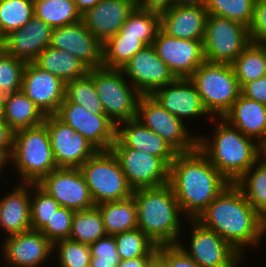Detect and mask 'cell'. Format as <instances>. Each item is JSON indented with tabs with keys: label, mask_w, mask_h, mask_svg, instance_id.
<instances>
[{
	"label": "cell",
	"mask_w": 266,
	"mask_h": 267,
	"mask_svg": "<svg viewBox=\"0 0 266 267\" xmlns=\"http://www.w3.org/2000/svg\"><path fill=\"white\" fill-rule=\"evenodd\" d=\"M186 219H197L230 182L196 148L178 153L169 166V183Z\"/></svg>",
	"instance_id": "obj_1"
},
{
	"label": "cell",
	"mask_w": 266,
	"mask_h": 267,
	"mask_svg": "<svg viewBox=\"0 0 266 267\" xmlns=\"http://www.w3.org/2000/svg\"><path fill=\"white\" fill-rule=\"evenodd\" d=\"M215 231L243 255V247L259 244L266 220L249 204L240 188L230 183L196 219Z\"/></svg>",
	"instance_id": "obj_2"
},
{
	"label": "cell",
	"mask_w": 266,
	"mask_h": 267,
	"mask_svg": "<svg viewBox=\"0 0 266 267\" xmlns=\"http://www.w3.org/2000/svg\"><path fill=\"white\" fill-rule=\"evenodd\" d=\"M215 119L218 121L213 139L198 136L197 148L230 183H235L262 157L263 151L256 140L245 136L225 119Z\"/></svg>",
	"instance_id": "obj_3"
},
{
	"label": "cell",
	"mask_w": 266,
	"mask_h": 267,
	"mask_svg": "<svg viewBox=\"0 0 266 267\" xmlns=\"http://www.w3.org/2000/svg\"><path fill=\"white\" fill-rule=\"evenodd\" d=\"M132 197L137 206V224L156 245L178 244L182 212L169 184L138 188ZM181 214V215H180Z\"/></svg>",
	"instance_id": "obj_4"
},
{
	"label": "cell",
	"mask_w": 266,
	"mask_h": 267,
	"mask_svg": "<svg viewBox=\"0 0 266 267\" xmlns=\"http://www.w3.org/2000/svg\"><path fill=\"white\" fill-rule=\"evenodd\" d=\"M19 172L21 183H38L57 168L47 127H36L14 132L13 151L8 161Z\"/></svg>",
	"instance_id": "obj_5"
},
{
	"label": "cell",
	"mask_w": 266,
	"mask_h": 267,
	"mask_svg": "<svg viewBox=\"0 0 266 267\" xmlns=\"http://www.w3.org/2000/svg\"><path fill=\"white\" fill-rule=\"evenodd\" d=\"M211 121L222 118L241 94L233 66L204 61L189 77Z\"/></svg>",
	"instance_id": "obj_6"
},
{
	"label": "cell",
	"mask_w": 266,
	"mask_h": 267,
	"mask_svg": "<svg viewBox=\"0 0 266 267\" xmlns=\"http://www.w3.org/2000/svg\"><path fill=\"white\" fill-rule=\"evenodd\" d=\"M88 74L93 78L104 113L116 126L136 118L142 94L121 69L99 67L89 69Z\"/></svg>",
	"instance_id": "obj_7"
},
{
	"label": "cell",
	"mask_w": 266,
	"mask_h": 267,
	"mask_svg": "<svg viewBox=\"0 0 266 267\" xmlns=\"http://www.w3.org/2000/svg\"><path fill=\"white\" fill-rule=\"evenodd\" d=\"M95 206L132 197L121 166L111 150L97 151L81 167Z\"/></svg>",
	"instance_id": "obj_8"
},
{
	"label": "cell",
	"mask_w": 266,
	"mask_h": 267,
	"mask_svg": "<svg viewBox=\"0 0 266 267\" xmlns=\"http://www.w3.org/2000/svg\"><path fill=\"white\" fill-rule=\"evenodd\" d=\"M250 43L247 26L208 14L203 40L205 61L232 64Z\"/></svg>",
	"instance_id": "obj_9"
},
{
	"label": "cell",
	"mask_w": 266,
	"mask_h": 267,
	"mask_svg": "<svg viewBox=\"0 0 266 267\" xmlns=\"http://www.w3.org/2000/svg\"><path fill=\"white\" fill-rule=\"evenodd\" d=\"M136 119L158 134L178 153L192 152L197 148L198 135L189 133L187 126L151 95L141 96Z\"/></svg>",
	"instance_id": "obj_10"
},
{
	"label": "cell",
	"mask_w": 266,
	"mask_h": 267,
	"mask_svg": "<svg viewBox=\"0 0 266 267\" xmlns=\"http://www.w3.org/2000/svg\"><path fill=\"white\" fill-rule=\"evenodd\" d=\"M192 234L188 249L181 241L178 245L191 257L199 267H239L243 260L229 242L221 238L215 231L204 227L196 219H189Z\"/></svg>",
	"instance_id": "obj_11"
},
{
	"label": "cell",
	"mask_w": 266,
	"mask_h": 267,
	"mask_svg": "<svg viewBox=\"0 0 266 267\" xmlns=\"http://www.w3.org/2000/svg\"><path fill=\"white\" fill-rule=\"evenodd\" d=\"M54 115L85 137L98 151L110 150L116 140V125L105 113L94 114L64 99Z\"/></svg>",
	"instance_id": "obj_12"
},
{
	"label": "cell",
	"mask_w": 266,
	"mask_h": 267,
	"mask_svg": "<svg viewBox=\"0 0 266 267\" xmlns=\"http://www.w3.org/2000/svg\"><path fill=\"white\" fill-rule=\"evenodd\" d=\"M110 150L133 190L169 183V166L160 157L129 147H111Z\"/></svg>",
	"instance_id": "obj_13"
},
{
	"label": "cell",
	"mask_w": 266,
	"mask_h": 267,
	"mask_svg": "<svg viewBox=\"0 0 266 267\" xmlns=\"http://www.w3.org/2000/svg\"><path fill=\"white\" fill-rule=\"evenodd\" d=\"M61 207L74 211L95 207L80 168H56L37 183Z\"/></svg>",
	"instance_id": "obj_14"
},
{
	"label": "cell",
	"mask_w": 266,
	"mask_h": 267,
	"mask_svg": "<svg viewBox=\"0 0 266 267\" xmlns=\"http://www.w3.org/2000/svg\"><path fill=\"white\" fill-rule=\"evenodd\" d=\"M57 168H80L98 150L55 115H45Z\"/></svg>",
	"instance_id": "obj_15"
},
{
	"label": "cell",
	"mask_w": 266,
	"mask_h": 267,
	"mask_svg": "<svg viewBox=\"0 0 266 267\" xmlns=\"http://www.w3.org/2000/svg\"><path fill=\"white\" fill-rule=\"evenodd\" d=\"M152 46L175 78H189L205 61L201 40L179 39L160 30Z\"/></svg>",
	"instance_id": "obj_16"
},
{
	"label": "cell",
	"mask_w": 266,
	"mask_h": 267,
	"mask_svg": "<svg viewBox=\"0 0 266 267\" xmlns=\"http://www.w3.org/2000/svg\"><path fill=\"white\" fill-rule=\"evenodd\" d=\"M121 70L142 95H151L157 88L176 79L152 45L137 52Z\"/></svg>",
	"instance_id": "obj_17"
},
{
	"label": "cell",
	"mask_w": 266,
	"mask_h": 267,
	"mask_svg": "<svg viewBox=\"0 0 266 267\" xmlns=\"http://www.w3.org/2000/svg\"><path fill=\"white\" fill-rule=\"evenodd\" d=\"M65 82L33 62L26 63L22 88L44 115H54L65 99Z\"/></svg>",
	"instance_id": "obj_18"
},
{
	"label": "cell",
	"mask_w": 266,
	"mask_h": 267,
	"mask_svg": "<svg viewBox=\"0 0 266 267\" xmlns=\"http://www.w3.org/2000/svg\"><path fill=\"white\" fill-rule=\"evenodd\" d=\"M2 254L12 267H38L54 253L53 243L39 230H29L5 237Z\"/></svg>",
	"instance_id": "obj_19"
},
{
	"label": "cell",
	"mask_w": 266,
	"mask_h": 267,
	"mask_svg": "<svg viewBox=\"0 0 266 267\" xmlns=\"http://www.w3.org/2000/svg\"><path fill=\"white\" fill-rule=\"evenodd\" d=\"M50 46L71 53L89 69L102 67L103 44L85 27L82 20L54 28Z\"/></svg>",
	"instance_id": "obj_20"
},
{
	"label": "cell",
	"mask_w": 266,
	"mask_h": 267,
	"mask_svg": "<svg viewBox=\"0 0 266 267\" xmlns=\"http://www.w3.org/2000/svg\"><path fill=\"white\" fill-rule=\"evenodd\" d=\"M52 33V27L33 16L23 28L4 36L0 41V48L26 63L33 62L46 47L50 46Z\"/></svg>",
	"instance_id": "obj_21"
},
{
	"label": "cell",
	"mask_w": 266,
	"mask_h": 267,
	"mask_svg": "<svg viewBox=\"0 0 266 267\" xmlns=\"http://www.w3.org/2000/svg\"><path fill=\"white\" fill-rule=\"evenodd\" d=\"M151 96L183 123L185 118L209 116L189 78H176L172 83L157 88Z\"/></svg>",
	"instance_id": "obj_22"
},
{
	"label": "cell",
	"mask_w": 266,
	"mask_h": 267,
	"mask_svg": "<svg viewBox=\"0 0 266 267\" xmlns=\"http://www.w3.org/2000/svg\"><path fill=\"white\" fill-rule=\"evenodd\" d=\"M136 7V0H100L82 14L85 27L103 44L115 36Z\"/></svg>",
	"instance_id": "obj_23"
},
{
	"label": "cell",
	"mask_w": 266,
	"mask_h": 267,
	"mask_svg": "<svg viewBox=\"0 0 266 267\" xmlns=\"http://www.w3.org/2000/svg\"><path fill=\"white\" fill-rule=\"evenodd\" d=\"M111 147L137 149L141 152L160 157L168 166L171 165L178 154L164 139L144 126L136 118L116 126V140Z\"/></svg>",
	"instance_id": "obj_24"
},
{
	"label": "cell",
	"mask_w": 266,
	"mask_h": 267,
	"mask_svg": "<svg viewBox=\"0 0 266 267\" xmlns=\"http://www.w3.org/2000/svg\"><path fill=\"white\" fill-rule=\"evenodd\" d=\"M207 17L204 4L174 5L160 14L161 30L171 37L203 41Z\"/></svg>",
	"instance_id": "obj_25"
},
{
	"label": "cell",
	"mask_w": 266,
	"mask_h": 267,
	"mask_svg": "<svg viewBox=\"0 0 266 267\" xmlns=\"http://www.w3.org/2000/svg\"><path fill=\"white\" fill-rule=\"evenodd\" d=\"M31 189L32 183H20L0 199V229L8 236L32 229Z\"/></svg>",
	"instance_id": "obj_26"
},
{
	"label": "cell",
	"mask_w": 266,
	"mask_h": 267,
	"mask_svg": "<svg viewBox=\"0 0 266 267\" xmlns=\"http://www.w3.org/2000/svg\"><path fill=\"white\" fill-rule=\"evenodd\" d=\"M245 136L260 145L266 139V105L244 96L242 93L230 110L222 117Z\"/></svg>",
	"instance_id": "obj_27"
},
{
	"label": "cell",
	"mask_w": 266,
	"mask_h": 267,
	"mask_svg": "<svg viewBox=\"0 0 266 267\" xmlns=\"http://www.w3.org/2000/svg\"><path fill=\"white\" fill-rule=\"evenodd\" d=\"M42 70L59 77L65 83L84 77L88 74L89 68L71 53L46 47L33 61Z\"/></svg>",
	"instance_id": "obj_28"
},
{
	"label": "cell",
	"mask_w": 266,
	"mask_h": 267,
	"mask_svg": "<svg viewBox=\"0 0 266 267\" xmlns=\"http://www.w3.org/2000/svg\"><path fill=\"white\" fill-rule=\"evenodd\" d=\"M45 115L22 90L5 97L2 119L16 132L42 125Z\"/></svg>",
	"instance_id": "obj_29"
},
{
	"label": "cell",
	"mask_w": 266,
	"mask_h": 267,
	"mask_svg": "<svg viewBox=\"0 0 266 267\" xmlns=\"http://www.w3.org/2000/svg\"><path fill=\"white\" fill-rule=\"evenodd\" d=\"M100 210L107 235L138 228L137 206L133 197L96 205Z\"/></svg>",
	"instance_id": "obj_30"
},
{
	"label": "cell",
	"mask_w": 266,
	"mask_h": 267,
	"mask_svg": "<svg viewBox=\"0 0 266 267\" xmlns=\"http://www.w3.org/2000/svg\"><path fill=\"white\" fill-rule=\"evenodd\" d=\"M235 184L249 204L266 220V158H259Z\"/></svg>",
	"instance_id": "obj_31"
},
{
	"label": "cell",
	"mask_w": 266,
	"mask_h": 267,
	"mask_svg": "<svg viewBox=\"0 0 266 267\" xmlns=\"http://www.w3.org/2000/svg\"><path fill=\"white\" fill-rule=\"evenodd\" d=\"M147 45L143 36L116 34L102 46V67L121 69L137 52Z\"/></svg>",
	"instance_id": "obj_32"
},
{
	"label": "cell",
	"mask_w": 266,
	"mask_h": 267,
	"mask_svg": "<svg viewBox=\"0 0 266 267\" xmlns=\"http://www.w3.org/2000/svg\"><path fill=\"white\" fill-rule=\"evenodd\" d=\"M34 16L50 27L58 28L82 20L73 0H33Z\"/></svg>",
	"instance_id": "obj_33"
},
{
	"label": "cell",
	"mask_w": 266,
	"mask_h": 267,
	"mask_svg": "<svg viewBox=\"0 0 266 267\" xmlns=\"http://www.w3.org/2000/svg\"><path fill=\"white\" fill-rule=\"evenodd\" d=\"M242 88L266 75V45L251 42L231 64Z\"/></svg>",
	"instance_id": "obj_34"
},
{
	"label": "cell",
	"mask_w": 266,
	"mask_h": 267,
	"mask_svg": "<svg viewBox=\"0 0 266 267\" xmlns=\"http://www.w3.org/2000/svg\"><path fill=\"white\" fill-rule=\"evenodd\" d=\"M106 235L101 212L96 206L74 212L68 239L89 245Z\"/></svg>",
	"instance_id": "obj_35"
},
{
	"label": "cell",
	"mask_w": 266,
	"mask_h": 267,
	"mask_svg": "<svg viewBox=\"0 0 266 267\" xmlns=\"http://www.w3.org/2000/svg\"><path fill=\"white\" fill-rule=\"evenodd\" d=\"M113 236L121 261L139 257H152L158 250V245L139 228Z\"/></svg>",
	"instance_id": "obj_36"
},
{
	"label": "cell",
	"mask_w": 266,
	"mask_h": 267,
	"mask_svg": "<svg viewBox=\"0 0 266 267\" xmlns=\"http://www.w3.org/2000/svg\"><path fill=\"white\" fill-rule=\"evenodd\" d=\"M160 30V14L136 6L117 34L143 36V42L149 46L152 45Z\"/></svg>",
	"instance_id": "obj_37"
},
{
	"label": "cell",
	"mask_w": 266,
	"mask_h": 267,
	"mask_svg": "<svg viewBox=\"0 0 266 267\" xmlns=\"http://www.w3.org/2000/svg\"><path fill=\"white\" fill-rule=\"evenodd\" d=\"M34 16L33 0H0V41Z\"/></svg>",
	"instance_id": "obj_38"
},
{
	"label": "cell",
	"mask_w": 266,
	"mask_h": 267,
	"mask_svg": "<svg viewBox=\"0 0 266 267\" xmlns=\"http://www.w3.org/2000/svg\"><path fill=\"white\" fill-rule=\"evenodd\" d=\"M65 99L69 102L81 105L94 114L104 113L101 100L95 89L93 78L89 74L66 82Z\"/></svg>",
	"instance_id": "obj_39"
},
{
	"label": "cell",
	"mask_w": 266,
	"mask_h": 267,
	"mask_svg": "<svg viewBox=\"0 0 266 267\" xmlns=\"http://www.w3.org/2000/svg\"><path fill=\"white\" fill-rule=\"evenodd\" d=\"M255 0H205L208 14L228 18L248 28L254 16Z\"/></svg>",
	"instance_id": "obj_40"
},
{
	"label": "cell",
	"mask_w": 266,
	"mask_h": 267,
	"mask_svg": "<svg viewBox=\"0 0 266 267\" xmlns=\"http://www.w3.org/2000/svg\"><path fill=\"white\" fill-rule=\"evenodd\" d=\"M26 62L5 53L0 48V92L5 96L22 88L23 71Z\"/></svg>",
	"instance_id": "obj_41"
},
{
	"label": "cell",
	"mask_w": 266,
	"mask_h": 267,
	"mask_svg": "<svg viewBox=\"0 0 266 267\" xmlns=\"http://www.w3.org/2000/svg\"><path fill=\"white\" fill-rule=\"evenodd\" d=\"M35 191H34V190ZM32 192L36 193L34 197L31 194L30 212L31 226L33 230H41L48 219L61 207L59 203L37 183H32Z\"/></svg>",
	"instance_id": "obj_42"
},
{
	"label": "cell",
	"mask_w": 266,
	"mask_h": 267,
	"mask_svg": "<svg viewBox=\"0 0 266 267\" xmlns=\"http://www.w3.org/2000/svg\"><path fill=\"white\" fill-rule=\"evenodd\" d=\"M53 250H58L59 267H90L91 254L88 244L63 239L53 244Z\"/></svg>",
	"instance_id": "obj_43"
},
{
	"label": "cell",
	"mask_w": 266,
	"mask_h": 267,
	"mask_svg": "<svg viewBox=\"0 0 266 267\" xmlns=\"http://www.w3.org/2000/svg\"><path fill=\"white\" fill-rule=\"evenodd\" d=\"M90 267H118L120 258L113 235H106L89 244Z\"/></svg>",
	"instance_id": "obj_44"
},
{
	"label": "cell",
	"mask_w": 266,
	"mask_h": 267,
	"mask_svg": "<svg viewBox=\"0 0 266 267\" xmlns=\"http://www.w3.org/2000/svg\"><path fill=\"white\" fill-rule=\"evenodd\" d=\"M74 210L60 207L40 230L53 244L68 239L71 232Z\"/></svg>",
	"instance_id": "obj_45"
},
{
	"label": "cell",
	"mask_w": 266,
	"mask_h": 267,
	"mask_svg": "<svg viewBox=\"0 0 266 267\" xmlns=\"http://www.w3.org/2000/svg\"><path fill=\"white\" fill-rule=\"evenodd\" d=\"M249 35L251 42L266 45V0H255Z\"/></svg>",
	"instance_id": "obj_46"
},
{
	"label": "cell",
	"mask_w": 266,
	"mask_h": 267,
	"mask_svg": "<svg viewBox=\"0 0 266 267\" xmlns=\"http://www.w3.org/2000/svg\"><path fill=\"white\" fill-rule=\"evenodd\" d=\"M167 267H199L178 244L166 245Z\"/></svg>",
	"instance_id": "obj_47"
},
{
	"label": "cell",
	"mask_w": 266,
	"mask_h": 267,
	"mask_svg": "<svg viewBox=\"0 0 266 267\" xmlns=\"http://www.w3.org/2000/svg\"><path fill=\"white\" fill-rule=\"evenodd\" d=\"M241 93L249 99L266 105V75L246 83Z\"/></svg>",
	"instance_id": "obj_48"
},
{
	"label": "cell",
	"mask_w": 266,
	"mask_h": 267,
	"mask_svg": "<svg viewBox=\"0 0 266 267\" xmlns=\"http://www.w3.org/2000/svg\"><path fill=\"white\" fill-rule=\"evenodd\" d=\"M14 131L0 118V157L8 163L13 151Z\"/></svg>",
	"instance_id": "obj_49"
},
{
	"label": "cell",
	"mask_w": 266,
	"mask_h": 267,
	"mask_svg": "<svg viewBox=\"0 0 266 267\" xmlns=\"http://www.w3.org/2000/svg\"><path fill=\"white\" fill-rule=\"evenodd\" d=\"M140 9L161 14L174 6L173 0H136Z\"/></svg>",
	"instance_id": "obj_50"
},
{
	"label": "cell",
	"mask_w": 266,
	"mask_h": 267,
	"mask_svg": "<svg viewBox=\"0 0 266 267\" xmlns=\"http://www.w3.org/2000/svg\"><path fill=\"white\" fill-rule=\"evenodd\" d=\"M146 267H167L166 245L158 246L157 252L148 260Z\"/></svg>",
	"instance_id": "obj_51"
},
{
	"label": "cell",
	"mask_w": 266,
	"mask_h": 267,
	"mask_svg": "<svg viewBox=\"0 0 266 267\" xmlns=\"http://www.w3.org/2000/svg\"><path fill=\"white\" fill-rule=\"evenodd\" d=\"M151 257H139L120 261L118 267H146Z\"/></svg>",
	"instance_id": "obj_52"
},
{
	"label": "cell",
	"mask_w": 266,
	"mask_h": 267,
	"mask_svg": "<svg viewBox=\"0 0 266 267\" xmlns=\"http://www.w3.org/2000/svg\"><path fill=\"white\" fill-rule=\"evenodd\" d=\"M76 4L78 11L84 14L87 10L94 8L100 0H73Z\"/></svg>",
	"instance_id": "obj_53"
},
{
	"label": "cell",
	"mask_w": 266,
	"mask_h": 267,
	"mask_svg": "<svg viewBox=\"0 0 266 267\" xmlns=\"http://www.w3.org/2000/svg\"><path fill=\"white\" fill-rule=\"evenodd\" d=\"M174 5L205 4V0H173Z\"/></svg>",
	"instance_id": "obj_54"
},
{
	"label": "cell",
	"mask_w": 266,
	"mask_h": 267,
	"mask_svg": "<svg viewBox=\"0 0 266 267\" xmlns=\"http://www.w3.org/2000/svg\"><path fill=\"white\" fill-rule=\"evenodd\" d=\"M5 97L6 96L0 92V118L3 117L4 113Z\"/></svg>",
	"instance_id": "obj_55"
},
{
	"label": "cell",
	"mask_w": 266,
	"mask_h": 267,
	"mask_svg": "<svg viewBox=\"0 0 266 267\" xmlns=\"http://www.w3.org/2000/svg\"><path fill=\"white\" fill-rule=\"evenodd\" d=\"M5 164L6 162L0 157V174L3 172L2 170L5 168Z\"/></svg>",
	"instance_id": "obj_56"
},
{
	"label": "cell",
	"mask_w": 266,
	"mask_h": 267,
	"mask_svg": "<svg viewBox=\"0 0 266 267\" xmlns=\"http://www.w3.org/2000/svg\"><path fill=\"white\" fill-rule=\"evenodd\" d=\"M265 148H266V139H265V141L261 144V149H262V151H263Z\"/></svg>",
	"instance_id": "obj_57"
},
{
	"label": "cell",
	"mask_w": 266,
	"mask_h": 267,
	"mask_svg": "<svg viewBox=\"0 0 266 267\" xmlns=\"http://www.w3.org/2000/svg\"><path fill=\"white\" fill-rule=\"evenodd\" d=\"M262 156L266 158V148L263 150V155Z\"/></svg>",
	"instance_id": "obj_58"
}]
</instances>
